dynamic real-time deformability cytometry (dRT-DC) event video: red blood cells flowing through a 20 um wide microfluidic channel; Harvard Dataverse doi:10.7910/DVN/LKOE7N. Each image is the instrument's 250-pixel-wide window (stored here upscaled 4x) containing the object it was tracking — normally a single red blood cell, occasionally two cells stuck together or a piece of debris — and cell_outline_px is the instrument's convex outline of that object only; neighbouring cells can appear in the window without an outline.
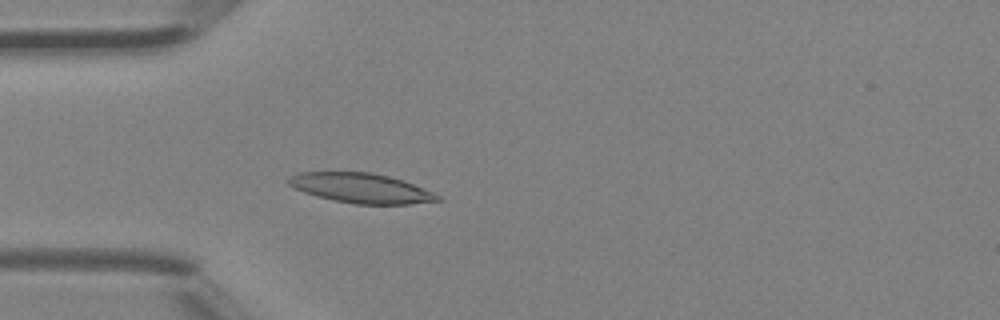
{"species": "Egyptian fruit bat (a non-hibernating species)", "species_latin": "Rousettus aegyptiacus", "temperature_condition": "room temperature", "stored_images_in_passage": 33, "camera_frame_rate_fps": 3000, "um_per_image_px": 0.085, "animal": {"sex": "female"}, "frame": {"image": 1, "passage_image": 1, "time_ms": 0.0, "image_size_px": [1000, 320], "cell_outline_px": [[444, 200], [408, 204], [356, 204], [316, 196], [304, 192], [288, 184], [284, 180], [288, 176], [300, 172], [372, 172], [404, 180], [432, 192], [440, 196]], "centroid_in_image_um": [30.67, 15.98], "position_along_channel_um": 54.3, "area_um2": 25.84}}
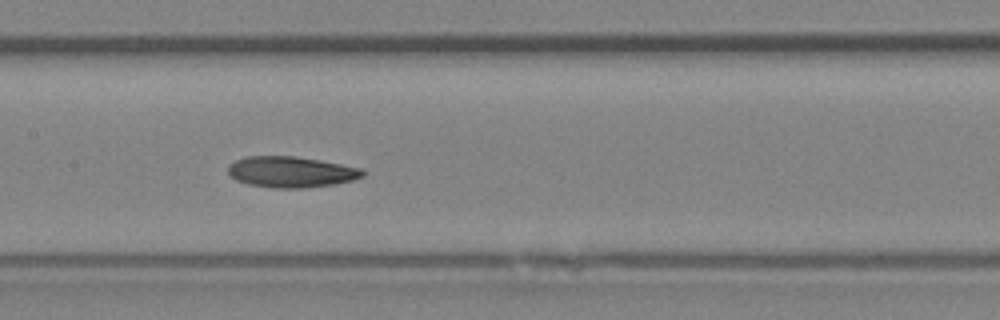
{"frame": {"image": 2, "passage_image": 10, "time_ms": 3.0, "image_size_px": [1000, 320], "cell_outline_px": [[364, 176], [356, 180], [332, 184], [304, 188], [272, 188], [248, 184], [236, 180], [228, 172], [228, 164], [236, 160], [248, 156], [296, 156], [320, 160], [364, 168]], "centroid_in_image_um": [24.77, 14.61], "position_along_channel_um": 182.6, "area_um2": 24.45}}
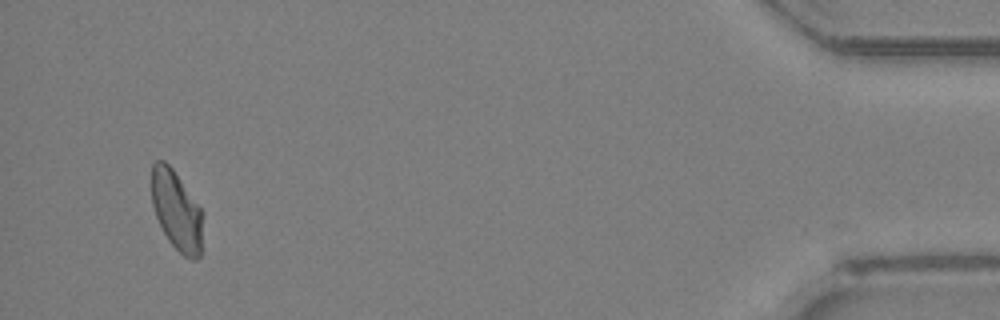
{"frame": {"image": 3, "passage_image": 31, "time_ms": 10.0, "image_size_px": [1000, 320], "cell_outline_px": [[200, 256], [196, 260], [192, 260], [184, 256], [168, 240], [156, 216], [152, 204], [152, 164], [156, 160], [164, 160], [172, 168], [200, 208]], "centroid_in_image_um": [14.96, 17.88], "position_along_channel_um": 420.2, "area_um2": 22.95}, "authors_computed_cell_mechanics": {"area_um2": 24.0448, "velocity_mm_per_s": 4.5312, "shape_relaxation_time_tau1_ms": 6.1027, "shape_relaxation_time_tau2_ms": 3.3533, "deformation_change_tau1": 0.1484, "deformation_change_tau2": 0.091}}